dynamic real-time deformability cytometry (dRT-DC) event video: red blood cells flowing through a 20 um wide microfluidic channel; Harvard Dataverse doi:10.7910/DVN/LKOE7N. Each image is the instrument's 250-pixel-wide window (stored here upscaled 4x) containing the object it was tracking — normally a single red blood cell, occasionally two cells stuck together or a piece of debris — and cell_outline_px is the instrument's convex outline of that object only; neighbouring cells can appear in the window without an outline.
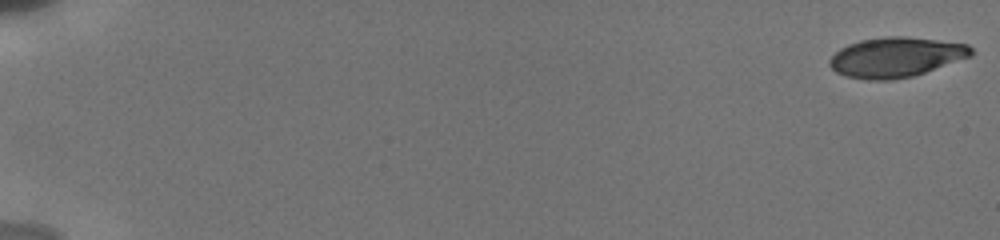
{"species": "human", "species_latin": "Homo sapiens", "temperature_condition": "cold", "stored_images_in_passage": 58, "camera_frame_rate_fps": 3000, "um_per_image_px": 0.085, "donor": {"sex": "male"}, "frame": {"image": 1, "passage_image": 1, "time_ms": 0.0, "image_size_px": [1000, 240], "cell_outline_px": [[972, 56], [912, 76], [892, 80], [868, 80], [848, 76], [836, 72], [828, 64], [828, 60], [840, 48], [848, 44], [860, 40], [884, 36], [904, 36], [968, 44], [972, 48]], "centroid_in_image_um": [76.13, 4.85], "position_along_channel_um": 8.9, "area_um2": 32.77}}
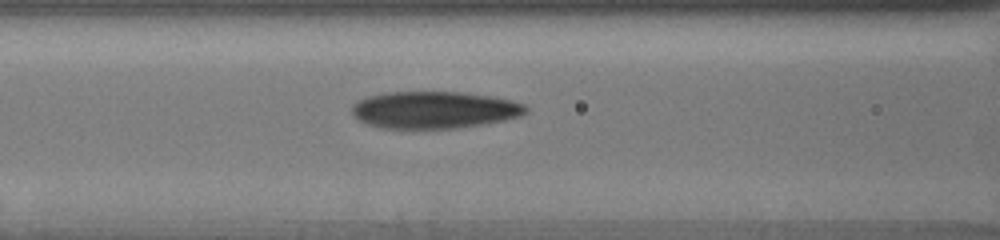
{"frame": {"image": 2, "passage_image": 48, "time_ms": 8.333, "image_size_px": [1000, 240], "cell_outline_px": [[528, 112], [520, 116], [504, 120], [456, 128], [380, 128], [356, 120], [352, 116], [352, 104], [356, 100], [368, 96], [384, 92], [464, 92], [492, 96], [524, 104], [528, 108]], "centroid_in_image_um": [36.85, 9.33], "position_along_channel_um": 129.7, "area_um2": 37.74}}
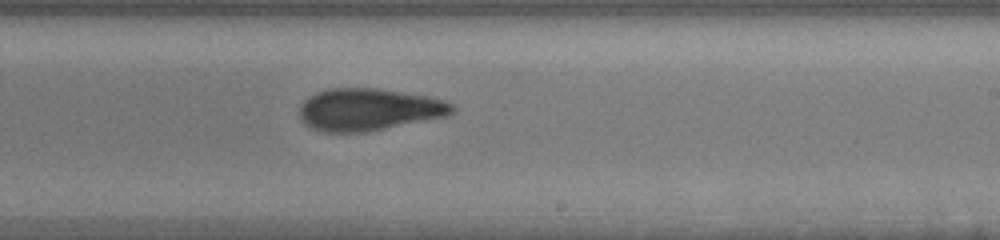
{"frame": {"image": 3, "passage_image": 58, "time_ms": 11.667, "image_size_px": [1000, 240], "cell_outline_px": [[456, 108], [448, 116], [368, 132], [320, 132], [304, 124], [300, 116], [300, 104], [308, 96], [316, 92], [328, 88], [376, 88], [428, 96], [444, 100], [452, 104]], "centroid_in_image_um": [31.33, 9.31], "position_along_channel_um": 257.7, "area_um2": 37.8}}